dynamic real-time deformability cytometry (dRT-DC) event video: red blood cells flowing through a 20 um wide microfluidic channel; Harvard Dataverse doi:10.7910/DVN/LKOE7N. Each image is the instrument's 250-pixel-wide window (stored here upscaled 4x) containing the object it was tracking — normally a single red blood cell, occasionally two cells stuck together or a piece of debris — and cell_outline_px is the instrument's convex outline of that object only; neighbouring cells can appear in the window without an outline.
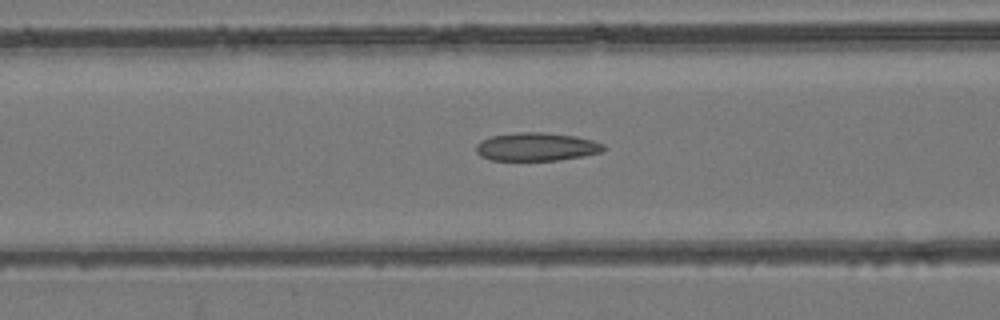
{"species": "common noctule bat (a hibernating species)", "species_latin": "Nyctalus noctula", "temperature_condition": "room temperature", "stored_images_in_passage": 47, "camera_frame_rate_fps": 3000, "um_per_image_px": 0.085, "animal": {"sex": "female", "body_mass_g": 24.6, "forearm_length_mm": 56.2}, "frame": {"image": 1, "passage_image": 17, "time_ms": 5.333, "image_size_px": [1000, 320], "cell_outline_px": [[604, 148], [600, 152], [584, 156], [556, 160], [492, 160], [480, 156], [476, 152], [476, 144], [492, 136], [520, 132], [540, 132], [576, 136], [592, 140], [604, 144]], "centroid_in_image_um": [45.6, 12.48], "position_along_channel_um": 121.0, "area_um2": 20.75}}
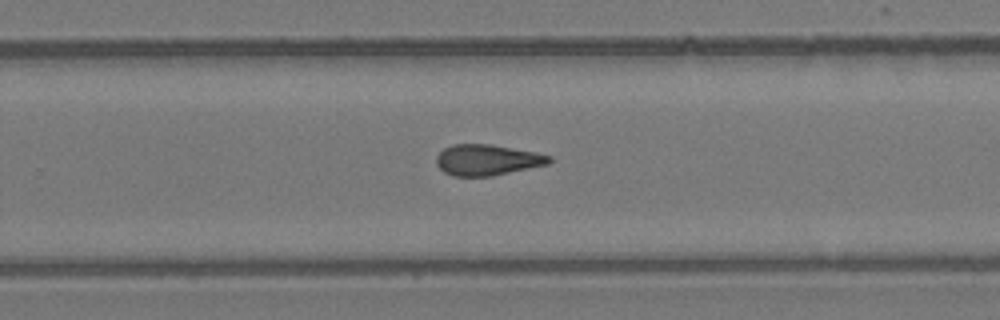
{"frame": {"image": 2, "passage_image": 29, "time_ms": 9.333, "image_size_px": [1000, 320], "cell_outline_px": [[552, 160], [548, 164], [492, 176], [452, 176], [444, 172], [436, 164], [436, 156], [444, 148], [452, 144], [492, 144], [536, 152], [552, 156]], "centroid_in_image_um": [41.41, 13.59], "position_along_channel_um": 288.4, "area_um2": 20.4}}
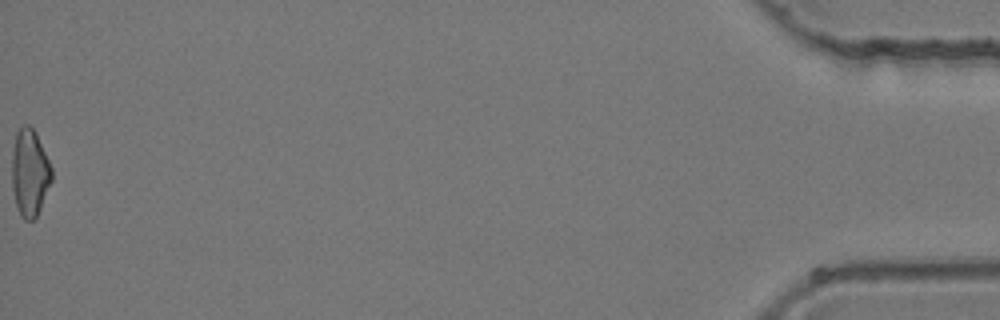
{"frame": {"image": 3, "passage_image": 47, "time_ms": 15.333, "image_size_px": [1000, 320], "cell_outline_px": [[52, 180], [40, 208], [36, 216], [32, 220], [24, 220], [20, 216], [16, 204], [12, 188], [12, 148], [16, 132], [24, 124], [28, 124], [36, 132], [52, 168]], "centroid_in_image_um": [2.52, 14.66], "position_along_channel_um": 432.7, "area_um2": 20.23}}